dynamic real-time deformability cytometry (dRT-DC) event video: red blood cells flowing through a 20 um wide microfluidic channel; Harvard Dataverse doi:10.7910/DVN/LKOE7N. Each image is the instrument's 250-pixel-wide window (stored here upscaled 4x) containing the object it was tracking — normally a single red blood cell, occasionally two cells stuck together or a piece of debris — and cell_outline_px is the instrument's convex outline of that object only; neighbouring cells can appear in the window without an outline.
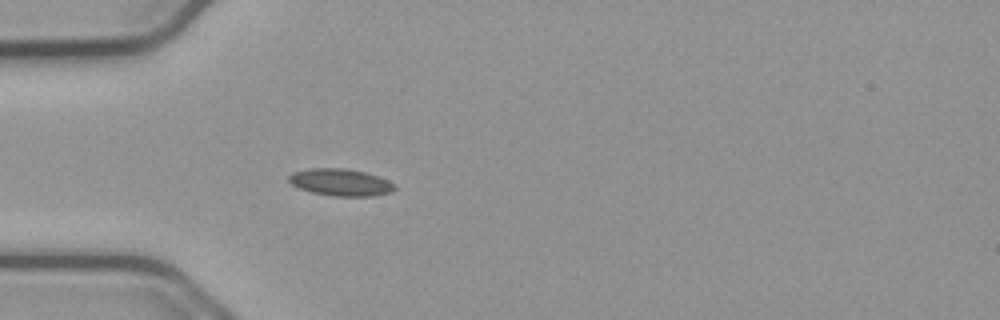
{"species": "common noctule bat (a hibernating species)", "species_latin": "Nyctalus noctula", "temperature_condition": "cold", "stored_images_in_passage": 40, "camera_frame_rate_fps": 3000, "um_per_image_px": 0.085, "animal": {"sex": "male", "body_mass_g": 23.1, "forearm_length_mm": 52.7}, "frame": {"image": 1, "passage_image": 1, "time_ms": 0.0, "image_size_px": [1000, 320], "cell_outline_px": [[396, 188], [392, 192], [376, 196], [332, 196], [312, 192], [300, 188], [292, 184], [288, 180], [288, 176], [292, 172], [312, 168], [344, 168], [364, 172], [388, 180], [396, 184]], "centroid_in_image_um": [28.97, 15.5], "position_along_channel_um": 56.0, "area_um2": 16.7}}
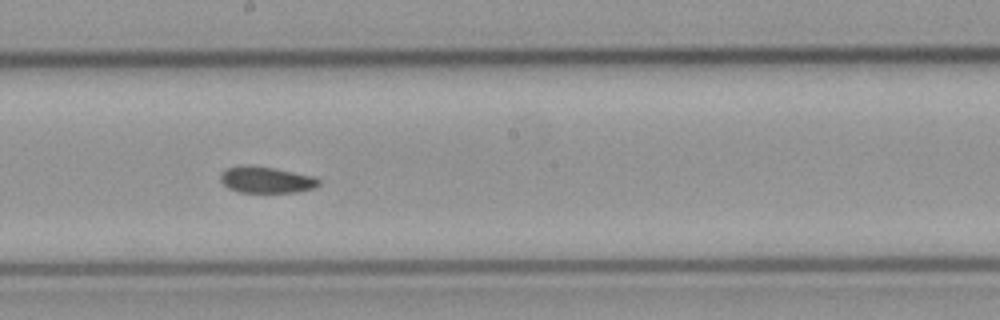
{"frame": {"image": 2, "passage_image": 15, "time_ms": 4.667, "image_size_px": [1000, 320], "cell_outline_px": [[320, 184], [312, 188], [296, 192], [240, 192], [228, 188], [220, 180], [220, 172], [224, 168], [244, 164], [248, 164], [276, 168], [316, 176], [320, 180]], "centroid_in_image_um": [22.61, 15.25], "position_along_channel_um": 225.6, "area_um2": 15.43}}
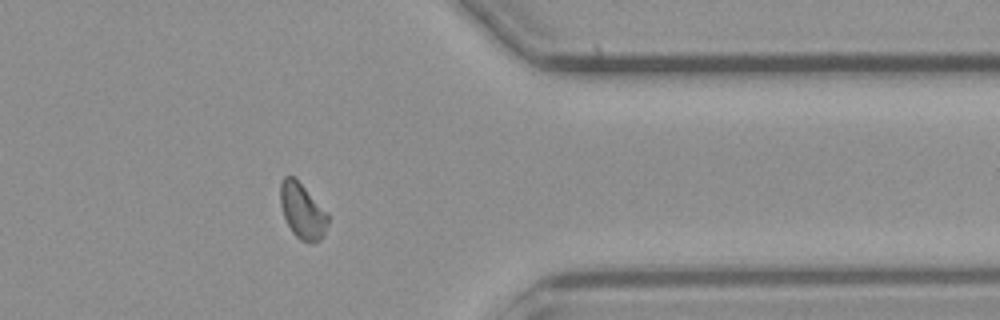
{"frame": {"image": 3, "passage_image": 29, "time_ms": 9.333, "image_size_px": [1000, 320], "cell_outline_px": [[328, 224], [320, 240], [312, 244], [308, 244], [300, 240], [292, 232], [284, 216], [280, 204], [280, 184], [284, 176], [292, 176], [328, 212]], "centroid_in_image_um": [25.7, 17.98], "position_along_channel_um": 385.7, "area_um2": 15.26}, "authors_computed_cell_mechanics": {"area_um2": 15.4326, "velocity_mm_per_s": 3.7412, "shape_relaxation_time_tau1_ms": 7.44, "shape_relaxation_time_tau2_ms": 4.2129, "deformation_change_tau1": 0.0939, "deformation_change_tau2": 0.0851}}